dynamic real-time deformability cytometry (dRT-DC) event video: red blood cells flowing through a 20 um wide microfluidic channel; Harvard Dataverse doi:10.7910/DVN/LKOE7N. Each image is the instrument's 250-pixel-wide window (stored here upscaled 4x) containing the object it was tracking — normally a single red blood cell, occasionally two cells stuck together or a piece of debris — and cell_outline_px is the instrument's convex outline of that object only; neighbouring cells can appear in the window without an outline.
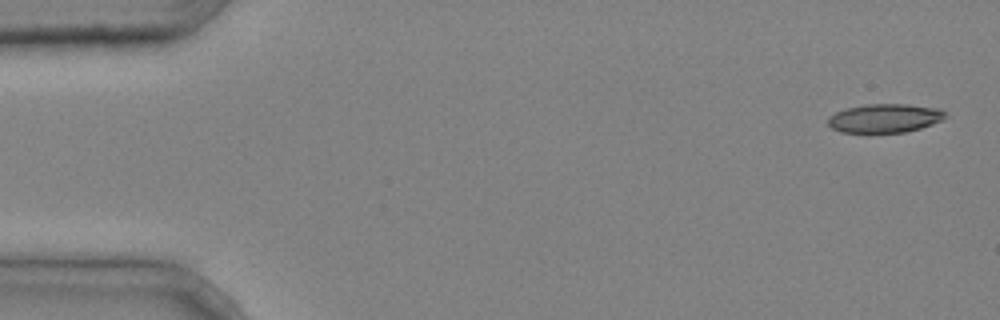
{"species": "common noctule bat (a hibernating species)", "species_latin": "Nyctalus noctula", "temperature_condition": "cold", "stored_images_in_passage": 5, "camera_frame_rate_fps": 3000, "um_per_image_px": 0.085, "animal": {"sex": "male", "body_mass_g": 20.4}, "frame": {"image": 1, "passage_image": 1, "time_ms": 0.0, "image_size_px": [1000, 320], "cell_outline_px": [[948, 116], [944, 120], [920, 128], [904, 132], [868, 136], [840, 132], [832, 128], [828, 124], [828, 116], [836, 112], [848, 108], [868, 104], [908, 104], [940, 108], [948, 112]], "centroid_in_image_um": [75.21, 10.09], "position_along_channel_um": 9.8, "area_um2": 20.69}}
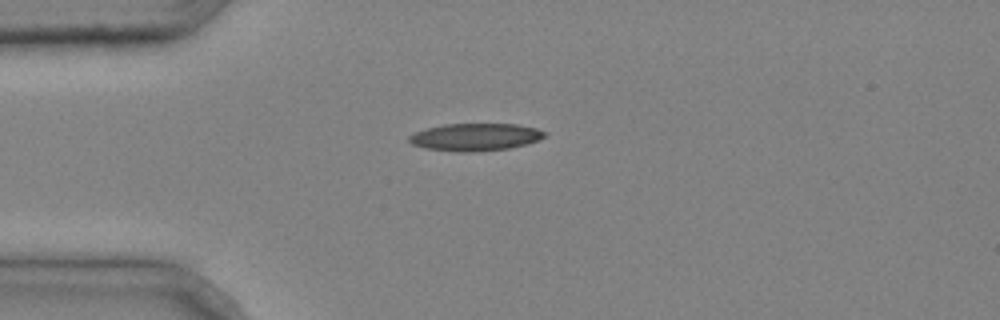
{"frame": {"image": 2, "passage_image": 4, "time_ms": 1.0, "image_size_px": [1000, 320], "cell_outline_px": [[548, 136], [540, 140], [508, 148], [472, 152], [456, 152], [424, 148], [412, 144], [408, 140], [408, 136], [424, 128], [444, 124], [516, 124], [536, 128], [548, 132]], "centroid_in_image_um": [40.4, 11.64], "position_along_channel_um": 44.6, "area_um2": 21.85}}